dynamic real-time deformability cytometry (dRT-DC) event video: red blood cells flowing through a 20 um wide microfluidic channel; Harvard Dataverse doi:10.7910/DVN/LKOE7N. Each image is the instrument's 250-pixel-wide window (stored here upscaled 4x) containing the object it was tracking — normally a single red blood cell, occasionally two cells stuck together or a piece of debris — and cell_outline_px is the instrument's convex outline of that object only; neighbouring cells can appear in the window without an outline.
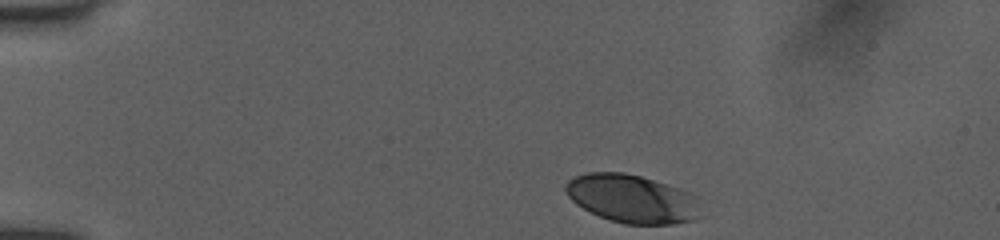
{"species": "human", "species_latin": "Homo sapiens", "temperature_condition": "room temperature", "stored_images_in_passage": 9, "camera_frame_rate_fps": 3000, "um_per_image_px": 0.085, "donor": {"sex": "female"}, "frame": {"image": 1, "passage_image": 1, "time_ms": 0.0, "image_size_px": [1000, 240], "cell_outline_px": [[708, 216], [696, 220], [672, 224], [624, 224], [600, 216], [576, 204], [568, 196], [564, 188], [564, 184], [568, 180], [584, 172], [624, 172], [640, 176], [668, 184], [680, 188], [700, 196]], "centroid_in_image_um": [53.88, 16.9], "position_along_channel_um": 31.1, "area_um2": 39.13}}
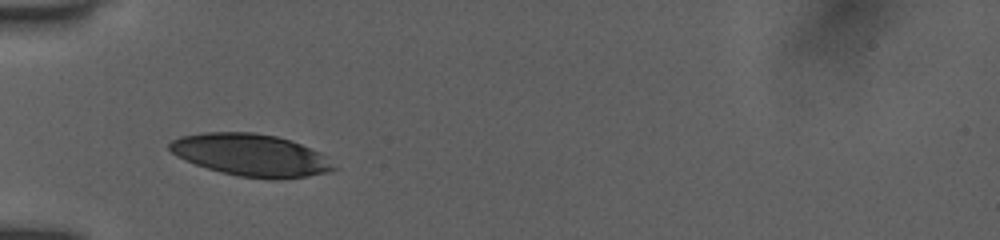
{"frame": {"image": 2, "passage_image": 6, "time_ms": 2.667, "image_size_px": [1000, 240], "cell_outline_px": [[340, 168], [332, 172], [280, 180], [272, 180], [240, 176], [220, 172], [184, 160], [176, 156], [168, 148], [168, 144], [172, 140], [180, 136], [204, 132], [252, 132], [276, 136], [292, 140], [320, 152], [328, 156]], "centroid_in_image_um": [21.4, 13.19], "position_along_channel_um": 63.6, "area_um2": 40.98}}
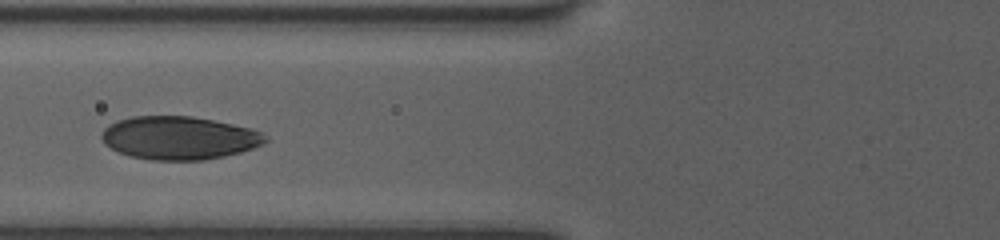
{"frame": {"image": 3, "passage_image": 8, "time_ms": 4.0, "image_size_px": [1000, 240], "cell_outline_px": [[268, 140], [252, 148], [240, 152], [224, 156], [204, 160], [152, 160], [132, 156], [120, 152], [104, 144], [100, 136], [100, 132], [108, 124], [116, 120], [132, 116], [192, 116], [232, 124], [248, 128], [260, 132], [268, 136]], "centroid_in_image_um": [15.17, 11.71], "position_along_channel_um": 110.6, "area_um2": 41.1}}